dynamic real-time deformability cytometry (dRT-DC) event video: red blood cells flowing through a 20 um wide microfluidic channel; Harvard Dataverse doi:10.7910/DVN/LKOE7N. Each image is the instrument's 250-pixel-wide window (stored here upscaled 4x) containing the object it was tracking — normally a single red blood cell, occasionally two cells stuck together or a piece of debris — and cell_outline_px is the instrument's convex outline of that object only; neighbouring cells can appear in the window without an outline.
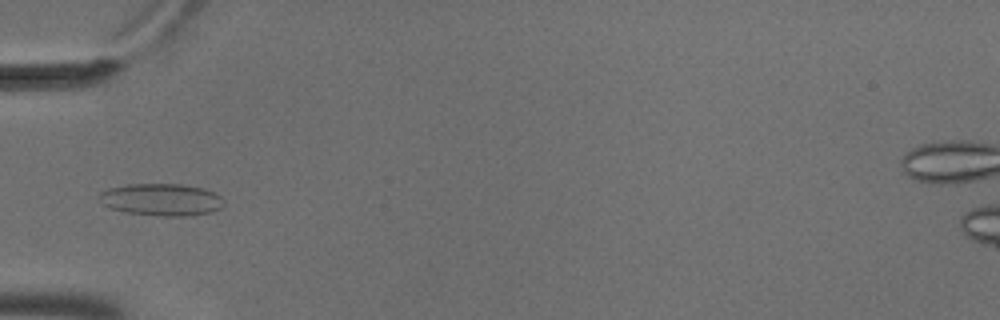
{"species": "common noctule bat (a hibernating species)", "species_latin": "Nyctalus noctula", "temperature_condition": "cold", "stored_images_in_passage": 8, "camera_frame_rate_fps": 3000, "um_per_image_px": 0.085, "animal": {"sex": "male", "body_mass_g": 18.8}, "frame": {"image": 1, "passage_image": 5, "time_ms": 1.333, "image_size_px": [1000, 320], "cell_outline_px": [[224, 204], [220, 208], [212, 212], [192, 216], [160, 216], [124, 212], [108, 208], [96, 196], [100, 192], [108, 188], [128, 184], [184, 184], [204, 188], [220, 196], [224, 200]], "centroid_in_image_um": [13.71, 16.97], "position_along_channel_um": 71.3, "area_um2": 23.7}}
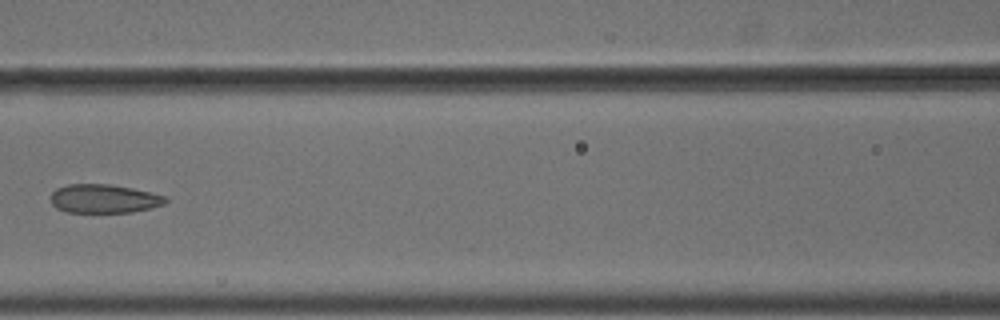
{"frame": {"image": 2, "passage_image": 7, "time_ms": 2.0, "image_size_px": [1000, 320], "cell_outline_px": [[168, 200], [164, 204], [152, 208], [132, 212], [64, 212], [56, 208], [52, 204], [48, 196], [56, 188], [68, 184], [108, 184], [132, 188], [164, 196]], "centroid_in_image_um": [8.77, 16.89], "position_along_channel_um": 157.8, "area_um2": 19.31}}
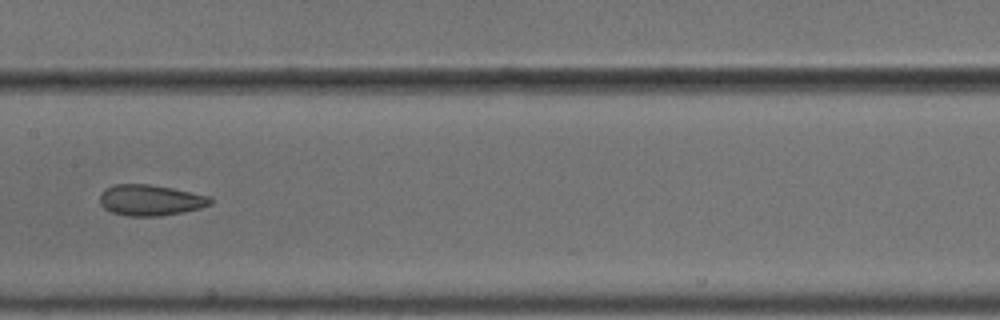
{"frame": {"image": 3, "passage_image": 8, "time_ms": 2.333, "image_size_px": [1000, 320], "cell_outline_px": [[212, 204], [200, 208], [184, 212], [156, 216], [128, 216], [112, 212], [104, 208], [100, 204], [100, 192], [104, 188], [116, 184], [148, 184], [172, 188], [208, 196], [212, 200]], "centroid_in_image_um": [12.75, 17.01], "position_along_channel_um": 194.7, "area_um2": 19.88}}